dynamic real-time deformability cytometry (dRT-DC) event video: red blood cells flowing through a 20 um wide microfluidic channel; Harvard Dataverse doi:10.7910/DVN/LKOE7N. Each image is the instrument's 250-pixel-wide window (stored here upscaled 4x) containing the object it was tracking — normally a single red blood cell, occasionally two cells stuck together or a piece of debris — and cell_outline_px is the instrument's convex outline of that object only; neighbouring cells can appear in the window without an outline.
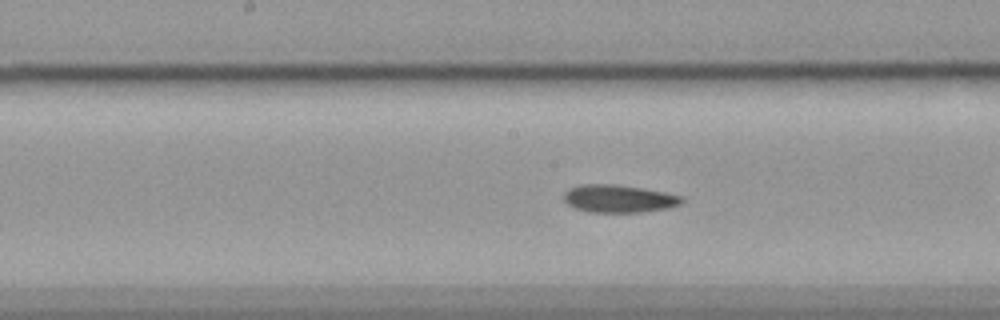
{"species": "common noctule bat (a hibernating species)", "species_latin": "Nyctalus noctula", "temperature_condition": "cold", "stored_images_in_passage": 41, "camera_frame_rate_fps": 3000, "um_per_image_px": 0.085, "animal": {"sex": "female", "body_mass_g": 19.9}, "frame": {"image": 1, "passage_image": 12, "time_ms": 3.667, "image_size_px": [1000, 320], "cell_outline_px": [[684, 200], [680, 204], [668, 208], [640, 212], [588, 212], [576, 208], [568, 204], [564, 200], [564, 192], [568, 188], [580, 184], [616, 184], [664, 192], [684, 196]], "centroid_in_image_um": [52.59, 16.88], "position_along_channel_um": 195.6, "area_um2": 19.07}, "authors_computed_cell_mechanics": {"area_um2": 18.785, "velocity_mm_per_s": 3.5484, "shape_relaxation_time_tau1_ms": null, "shape_relaxation_time_tau2_ms": 6.8431, "deformation_change_tau1": null, "deformation_change_tau2": 0.1363}}